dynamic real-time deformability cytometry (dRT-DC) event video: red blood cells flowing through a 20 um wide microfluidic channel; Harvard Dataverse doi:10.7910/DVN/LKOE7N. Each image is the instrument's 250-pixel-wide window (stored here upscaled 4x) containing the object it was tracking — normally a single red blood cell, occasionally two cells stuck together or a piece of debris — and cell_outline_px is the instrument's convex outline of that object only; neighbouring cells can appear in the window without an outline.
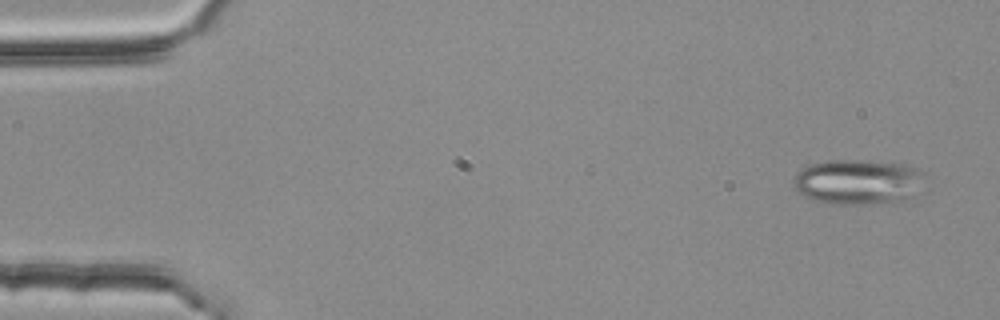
{"species": "common noctule bat (a hibernating species)", "species_latin": "Nyctalus noctula", "temperature_condition": "room temperature", "stored_images_in_passage": 4, "camera_frame_rate_fps": 3000, "um_per_image_px": 0.085, "animal": {"sex": "female", "body_mass_g": 25.1}, "frame": {"image": 1, "passage_image": 1, "time_ms": 0.0, "image_size_px": [1000, 320], "cell_outline_px": [[924, 172], [916, 196], [904, 200], [852, 204], [840, 204], [816, 200], [804, 196], [792, 184], [796, 172], [808, 164], [828, 160], [868, 160], [904, 164], [916, 168]], "centroid_in_image_um": [72.91, 15.43], "position_along_channel_um": 12.1, "area_um2": 34.33}}